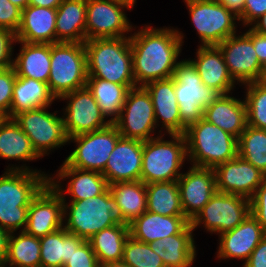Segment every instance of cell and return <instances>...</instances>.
Wrapping results in <instances>:
<instances>
[{
    "instance_id": "11",
    "label": "cell",
    "mask_w": 266,
    "mask_h": 267,
    "mask_svg": "<svg viewBox=\"0 0 266 267\" xmlns=\"http://www.w3.org/2000/svg\"><path fill=\"white\" fill-rule=\"evenodd\" d=\"M249 214L250 199L216 191L210 201L190 221V225L195 231L203 224L207 232L220 235L237 227Z\"/></svg>"
},
{
    "instance_id": "4",
    "label": "cell",
    "mask_w": 266,
    "mask_h": 267,
    "mask_svg": "<svg viewBox=\"0 0 266 267\" xmlns=\"http://www.w3.org/2000/svg\"><path fill=\"white\" fill-rule=\"evenodd\" d=\"M192 166L215 168L238 155V139L203 117L184 133Z\"/></svg>"
},
{
    "instance_id": "49",
    "label": "cell",
    "mask_w": 266,
    "mask_h": 267,
    "mask_svg": "<svg viewBox=\"0 0 266 267\" xmlns=\"http://www.w3.org/2000/svg\"><path fill=\"white\" fill-rule=\"evenodd\" d=\"M248 29L245 33L251 38L260 64L262 65L266 62V35L255 31L252 27Z\"/></svg>"
},
{
    "instance_id": "25",
    "label": "cell",
    "mask_w": 266,
    "mask_h": 267,
    "mask_svg": "<svg viewBox=\"0 0 266 267\" xmlns=\"http://www.w3.org/2000/svg\"><path fill=\"white\" fill-rule=\"evenodd\" d=\"M57 10L28 5L22 10L16 40L28 43H56Z\"/></svg>"
},
{
    "instance_id": "5",
    "label": "cell",
    "mask_w": 266,
    "mask_h": 267,
    "mask_svg": "<svg viewBox=\"0 0 266 267\" xmlns=\"http://www.w3.org/2000/svg\"><path fill=\"white\" fill-rule=\"evenodd\" d=\"M63 200V227L89 240L97 232L118 224V206L107 188L102 194L81 201Z\"/></svg>"
},
{
    "instance_id": "23",
    "label": "cell",
    "mask_w": 266,
    "mask_h": 267,
    "mask_svg": "<svg viewBox=\"0 0 266 267\" xmlns=\"http://www.w3.org/2000/svg\"><path fill=\"white\" fill-rule=\"evenodd\" d=\"M149 93L154 106L156 125L163 128L160 134H181V116L175 94L174 78L156 80L143 86ZM160 120V121H159ZM162 123V124H159Z\"/></svg>"
},
{
    "instance_id": "30",
    "label": "cell",
    "mask_w": 266,
    "mask_h": 267,
    "mask_svg": "<svg viewBox=\"0 0 266 267\" xmlns=\"http://www.w3.org/2000/svg\"><path fill=\"white\" fill-rule=\"evenodd\" d=\"M108 189L118 206L120 222L130 224L147 211L146 184L141 181L115 182Z\"/></svg>"
},
{
    "instance_id": "29",
    "label": "cell",
    "mask_w": 266,
    "mask_h": 267,
    "mask_svg": "<svg viewBox=\"0 0 266 267\" xmlns=\"http://www.w3.org/2000/svg\"><path fill=\"white\" fill-rule=\"evenodd\" d=\"M193 231L189 225L182 233L158 239L150 243V247L165 267H192L197 256Z\"/></svg>"
},
{
    "instance_id": "14",
    "label": "cell",
    "mask_w": 266,
    "mask_h": 267,
    "mask_svg": "<svg viewBox=\"0 0 266 267\" xmlns=\"http://www.w3.org/2000/svg\"><path fill=\"white\" fill-rule=\"evenodd\" d=\"M124 138L147 141L157 128L154 106L143 86L128 90L118 119L113 123Z\"/></svg>"
},
{
    "instance_id": "50",
    "label": "cell",
    "mask_w": 266,
    "mask_h": 267,
    "mask_svg": "<svg viewBox=\"0 0 266 267\" xmlns=\"http://www.w3.org/2000/svg\"><path fill=\"white\" fill-rule=\"evenodd\" d=\"M11 233L0 227V266H4Z\"/></svg>"
},
{
    "instance_id": "17",
    "label": "cell",
    "mask_w": 266,
    "mask_h": 267,
    "mask_svg": "<svg viewBox=\"0 0 266 267\" xmlns=\"http://www.w3.org/2000/svg\"><path fill=\"white\" fill-rule=\"evenodd\" d=\"M216 191L251 199L266 175L239 155L215 168Z\"/></svg>"
},
{
    "instance_id": "35",
    "label": "cell",
    "mask_w": 266,
    "mask_h": 267,
    "mask_svg": "<svg viewBox=\"0 0 266 267\" xmlns=\"http://www.w3.org/2000/svg\"><path fill=\"white\" fill-rule=\"evenodd\" d=\"M129 235V224L123 222H119L93 235L88 242L99 264L122 260L124 245Z\"/></svg>"
},
{
    "instance_id": "45",
    "label": "cell",
    "mask_w": 266,
    "mask_h": 267,
    "mask_svg": "<svg viewBox=\"0 0 266 267\" xmlns=\"http://www.w3.org/2000/svg\"><path fill=\"white\" fill-rule=\"evenodd\" d=\"M16 41L14 32L0 28V70L13 67V45Z\"/></svg>"
},
{
    "instance_id": "20",
    "label": "cell",
    "mask_w": 266,
    "mask_h": 267,
    "mask_svg": "<svg viewBox=\"0 0 266 267\" xmlns=\"http://www.w3.org/2000/svg\"><path fill=\"white\" fill-rule=\"evenodd\" d=\"M56 172V175L49 176V184L61 197L71 195L69 201L89 199L102 194L108 188L107 180L102 173L70 167L65 161ZM64 179L65 181L70 179L66 186L67 189L66 187L64 189L61 184Z\"/></svg>"
},
{
    "instance_id": "43",
    "label": "cell",
    "mask_w": 266,
    "mask_h": 267,
    "mask_svg": "<svg viewBox=\"0 0 266 267\" xmlns=\"http://www.w3.org/2000/svg\"><path fill=\"white\" fill-rule=\"evenodd\" d=\"M63 267H100L98 259L88 240H84L73 251Z\"/></svg>"
},
{
    "instance_id": "7",
    "label": "cell",
    "mask_w": 266,
    "mask_h": 267,
    "mask_svg": "<svg viewBox=\"0 0 266 267\" xmlns=\"http://www.w3.org/2000/svg\"><path fill=\"white\" fill-rule=\"evenodd\" d=\"M51 70L48 87L56 100L86 87L88 78L84 43L56 42L51 44Z\"/></svg>"
},
{
    "instance_id": "38",
    "label": "cell",
    "mask_w": 266,
    "mask_h": 267,
    "mask_svg": "<svg viewBox=\"0 0 266 267\" xmlns=\"http://www.w3.org/2000/svg\"><path fill=\"white\" fill-rule=\"evenodd\" d=\"M18 236L11 233L8 243V253L4 266L8 267H40V241L38 237L25 231H19Z\"/></svg>"
},
{
    "instance_id": "53",
    "label": "cell",
    "mask_w": 266,
    "mask_h": 267,
    "mask_svg": "<svg viewBox=\"0 0 266 267\" xmlns=\"http://www.w3.org/2000/svg\"><path fill=\"white\" fill-rule=\"evenodd\" d=\"M250 27L261 34L266 35V13L259 17Z\"/></svg>"
},
{
    "instance_id": "40",
    "label": "cell",
    "mask_w": 266,
    "mask_h": 267,
    "mask_svg": "<svg viewBox=\"0 0 266 267\" xmlns=\"http://www.w3.org/2000/svg\"><path fill=\"white\" fill-rule=\"evenodd\" d=\"M247 107V125L266 130V83L256 81L244 84Z\"/></svg>"
},
{
    "instance_id": "3",
    "label": "cell",
    "mask_w": 266,
    "mask_h": 267,
    "mask_svg": "<svg viewBox=\"0 0 266 267\" xmlns=\"http://www.w3.org/2000/svg\"><path fill=\"white\" fill-rule=\"evenodd\" d=\"M88 78H100L128 89L137 87L133 75L129 35L95 38L84 42Z\"/></svg>"
},
{
    "instance_id": "33",
    "label": "cell",
    "mask_w": 266,
    "mask_h": 267,
    "mask_svg": "<svg viewBox=\"0 0 266 267\" xmlns=\"http://www.w3.org/2000/svg\"><path fill=\"white\" fill-rule=\"evenodd\" d=\"M40 267H63L74 250L84 241L64 227L39 238Z\"/></svg>"
},
{
    "instance_id": "44",
    "label": "cell",
    "mask_w": 266,
    "mask_h": 267,
    "mask_svg": "<svg viewBox=\"0 0 266 267\" xmlns=\"http://www.w3.org/2000/svg\"><path fill=\"white\" fill-rule=\"evenodd\" d=\"M22 10L9 0H0V28L16 34L21 24Z\"/></svg>"
},
{
    "instance_id": "22",
    "label": "cell",
    "mask_w": 266,
    "mask_h": 267,
    "mask_svg": "<svg viewBox=\"0 0 266 267\" xmlns=\"http://www.w3.org/2000/svg\"><path fill=\"white\" fill-rule=\"evenodd\" d=\"M265 236L266 232L250 213L237 227L219 235L216 256L218 260L235 258L245 263Z\"/></svg>"
},
{
    "instance_id": "51",
    "label": "cell",
    "mask_w": 266,
    "mask_h": 267,
    "mask_svg": "<svg viewBox=\"0 0 266 267\" xmlns=\"http://www.w3.org/2000/svg\"><path fill=\"white\" fill-rule=\"evenodd\" d=\"M221 4L226 6L229 11L233 12L236 16H240L243 11L245 0H218Z\"/></svg>"
},
{
    "instance_id": "10",
    "label": "cell",
    "mask_w": 266,
    "mask_h": 267,
    "mask_svg": "<svg viewBox=\"0 0 266 267\" xmlns=\"http://www.w3.org/2000/svg\"><path fill=\"white\" fill-rule=\"evenodd\" d=\"M48 108L50 106L24 111L13 117L40 157L69 142L63 117L57 115L58 111L48 112Z\"/></svg>"
},
{
    "instance_id": "26",
    "label": "cell",
    "mask_w": 266,
    "mask_h": 267,
    "mask_svg": "<svg viewBox=\"0 0 266 267\" xmlns=\"http://www.w3.org/2000/svg\"><path fill=\"white\" fill-rule=\"evenodd\" d=\"M189 225L185 216H164L146 211L129 224V231L134 239L150 244L182 233Z\"/></svg>"
},
{
    "instance_id": "24",
    "label": "cell",
    "mask_w": 266,
    "mask_h": 267,
    "mask_svg": "<svg viewBox=\"0 0 266 267\" xmlns=\"http://www.w3.org/2000/svg\"><path fill=\"white\" fill-rule=\"evenodd\" d=\"M196 59H189L196 67L202 83L220 95L231 94L235 81L231 77L223 54L217 45L198 46Z\"/></svg>"
},
{
    "instance_id": "34",
    "label": "cell",
    "mask_w": 266,
    "mask_h": 267,
    "mask_svg": "<svg viewBox=\"0 0 266 267\" xmlns=\"http://www.w3.org/2000/svg\"><path fill=\"white\" fill-rule=\"evenodd\" d=\"M0 158L23 162L42 158L13 118H5L0 124Z\"/></svg>"
},
{
    "instance_id": "54",
    "label": "cell",
    "mask_w": 266,
    "mask_h": 267,
    "mask_svg": "<svg viewBox=\"0 0 266 267\" xmlns=\"http://www.w3.org/2000/svg\"><path fill=\"white\" fill-rule=\"evenodd\" d=\"M100 267H131V266L125 263L123 260H120L102 264L100 265Z\"/></svg>"
},
{
    "instance_id": "8",
    "label": "cell",
    "mask_w": 266,
    "mask_h": 267,
    "mask_svg": "<svg viewBox=\"0 0 266 267\" xmlns=\"http://www.w3.org/2000/svg\"><path fill=\"white\" fill-rule=\"evenodd\" d=\"M175 94L181 116V134L203 117V110L209 107L219 93L202 83L196 67L189 59H181L175 67Z\"/></svg>"
},
{
    "instance_id": "42",
    "label": "cell",
    "mask_w": 266,
    "mask_h": 267,
    "mask_svg": "<svg viewBox=\"0 0 266 267\" xmlns=\"http://www.w3.org/2000/svg\"><path fill=\"white\" fill-rule=\"evenodd\" d=\"M16 76L13 67L0 70V115L5 118H10V106Z\"/></svg>"
},
{
    "instance_id": "56",
    "label": "cell",
    "mask_w": 266,
    "mask_h": 267,
    "mask_svg": "<svg viewBox=\"0 0 266 267\" xmlns=\"http://www.w3.org/2000/svg\"><path fill=\"white\" fill-rule=\"evenodd\" d=\"M259 81L266 83V62L262 64Z\"/></svg>"
},
{
    "instance_id": "21",
    "label": "cell",
    "mask_w": 266,
    "mask_h": 267,
    "mask_svg": "<svg viewBox=\"0 0 266 267\" xmlns=\"http://www.w3.org/2000/svg\"><path fill=\"white\" fill-rule=\"evenodd\" d=\"M143 141L120 137L107 161L103 176L108 185L141 180Z\"/></svg>"
},
{
    "instance_id": "52",
    "label": "cell",
    "mask_w": 266,
    "mask_h": 267,
    "mask_svg": "<svg viewBox=\"0 0 266 267\" xmlns=\"http://www.w3.org/2000/svg\"><path fill=\"white\" fill-rule=\"evenodd\" d=\"M63 0H29L28 5L57 9Z\"/></svg>"
},
{
    "instance_id": "37",
    "label": "cell",
    "mask_w": 266,
    "mask_h": 267,
    "mask_svg": "<svg viewBox=\"0 0 266 267\" xmlns=\"http://www.w3.org/2000/svg\"><path fill=\"white\" fill-rule=\"evenodd\" d=\"M147 211L164 216H185L177 180L146 184Z\"/></svg>"
},
{
    "instance_id": "19",
    "label": "cell",
    "mask_w": 266,
    "mask_h": 267,
    "mask_svg": "<svg viewBox=\"0 0 266 267\" xmlns=\"http://www.w3.org/2000/svg\"><path fill=\"white\" fill-rule=\"evenodd\" d=\"M63 224L62 197L48 183L31 201L24 231L40 238L62 228Z\"/></svg>"
},
{
    "instance_id": "48",
    "label": "cell",
    "mask_w": 266,
    "mask_h": 267,
    "mask_svg": "<svg viewBox=\"0 0 266 267\" xmlns=\"http://www.w3.org/2000/svg\"><path fill=\"white\" fill-rule=\"evenodd\" d=\"M243 267H266V236L252 251L248 260L243 263Z\"/></svg>"
},
{
    "instance_id": "31",
    "label": "cell",
    "mask_w": 266,
    "mask_h": 267,
    "mask_svg": "<svg viewBox=\"0 0 266 267\" xmlns=\"http://www.w3.org/2000/svg\"><path fill=\"white\" fill-rule=\"evenodd\" d=\"M56 16V42L86 41V0H63Z\"/></svg>"
},
{
    "instance_id": "15",
    "label": "cell",
    "mask_w": 266,
    "mask_h": 267,
    "mask_svg": "<svg viewBox=\"0 0 266 267\" xmlns=\"http://www.w3.org/2000/svg\"><path fill=\"white\" fill-rule=\"evenodd\" d=\"M63 122L68 138L103 129L111 124L87 87L63 95Z\"/></svg>"
},
{
    "instance_id": "28",
    "label": "cell",
    "mask_w": 266,
    "mask_h": 267,
    "mask_svg": "<svg viewBox=\"0 0 266 267\" xmlns=\"http://www.w3.org/2000/svg\"><path fill=\"white\" fill-rule=\"evenodd\" d=\"M16 43L22 45L17 57L13 58L16 75L48 83L51 70V44L22 41Z\"/></svg>"
},
{
    "instance_id": "55",
    "label": "cell",
    "mask_w": 266,
    "mask_h": 267,
    "mask_svg": "<svg viewBox=\"0 0 266 267\" xmlns=\"http://www.w3.org/2000/svg\"><path fill=\"white\" fill-rule=\"evenodd\" d=\"M12 4L19 7L21 10L28 6L29 0H9Z\"/></svg>"
},
{
    "instance_id": "18",
    "label": "cell",
    "mask_w": 266,
    "mask_h": 267,
    "mask_svg": "<svg viewBox=\"0 0 266 267\" xmlns=\"http://www.w3.org/2000/svg\"><path fill=\"white\" fill-rule=\"evenodd\" d=\"M177 183L184 215L191 221L216 192L215 170L190 166Z\"/></svg>"
},
{
    "instance_id": "12",
    "label": "cell",
    "mask_w": 266,
    "mask_h": 267,
    "mask_svg": "<svg viewBox=\"0 0 266 267\" xmlns=\"http://www.w3.org/2000/svg\"><path fill=\"white\" fill-rule=\"evenodd\" d=\"M120 137L114 124L97 131L70 137L68 143L74 141L76 147L64 161L70 167L103 173Z\"/></svg>"
},
{
    "instance_id": "39",
    "label": "cell",
    "mask_w": 266,
    "mask_h": 267,
    "mask_svg": "<svg viewBox=\"0 0 266 267\" xmlns=\"http://www.w3.org/2000/svg\"><path fill=\"white\" fill-rule=\"evenodd\" d=\"M238 155L266 175V130L247 125L238 139Z\"/></svg>"
},
{
    "instance_id": "2",
    "label": "cell",
    "mask_w": 266,
    "mask_h": 267,
    "mask_svg": "<svg viewBox=\"0 0 266 267\" xmlns=\"http://www.w3.org/2000/svg\"><path fill=\"white\" fill-rule=\"evenodd\" d=\"M0 176V227L9 233L24 231L28 207L38 193L49 183L41 170L21 166H7Z\"/></svg>"
},
{
    "instance_id": "27",
    "label": "cell",
    "mask_w": 266,
    "mask_h": 267,
    "mask_svg": "<svg viewBox=\"0 0 266 267\" xmlns=\"http://www.w3.org/2000/svg\"><path fill=\"white\" fill-rule=\"evenodd\" d=\"M203 118L239 139L247 126L245 100L229 94L219 97L203 110Z\"/></svg>"
},
{
    "instance_id": "16",
    "label": "cell",
    "mask_w": 266,
    "mask_h": 267,
    "mask_svg": "<svg viewBox=\"0 0 266 267\" xmlns=\"http://www.w3.org/2000/svg\"><path fill=\"white\" fill-rule=\"evenodd\" d=\"M224 57L228 71L236 84L241 86L259 81L262 65L251 38L243 33L234 34L217 45ZM239 82V83H238Z\"/></svg>"
},
{
    "instance_id": "47",
    "label": "cell",
    "mask_w": 266,
    "mask_h": 267,
    "mask_svg": "<svg viewBox=\"0 0 266 267\" xmlns=\"http://www.w3.org/2000/svg\"><path fill=\"white\" fill-rule=\"evenodd\" d=\"M266 13V0H245L242 14L238 17L242 26L250 27Z\"/></svg>"
},
{
    "instance_id": "6",
    "label": "cell",
    "mask_w": 266,
    "mask_h": 267,
    "mask_svg": "<svg viewBox=\"0 0 266 267\" xmlns=\"http://www.w3.org/2000/svg\"><path fill=\"white\" fill-rule=\"evenodd\" d=\"M160 134L143 141L141 181L145 184L178 180L184 162L188 160L184 134Z\"/></svg>"
},
{
    "instance_id": "58",
    "label": "cell",
    "mask_w": 266,
    "mask_h": 267,
    "mask_svg": "<svg viewBox=\"0 0 266 267\" xmlns=\"http://www.w3.org/2000/svg\"><path fill=\"white\" fill-rule=\"evenodd\" d=\"M128 1H130L131 3H133L134 5H136L135 3H136V0H128Z\"/></svg>"
},
{
    "instance_id": "46",
    "label": "cell",
    "mask_w": 266,
    "mask_h": 267,
    "mask_svg": "<svg viewBox=\"0 0 266 267\" xmlns=\"http://www.w3.org/2000/svg\"><path fill=\"white\" fill-rule=\"evenodd\" d=\"M250 213L266 232V179L250 199Z\"/></svg>"
},
{
    "instance_id": "9",
    "label": "cell",
    "mask_w": 266,
    "mask_h": 267,
    "mask_svg": "<svg viewBox=\"0 0 266 267\" xmlns=\"http://www.w3.org/2000/svg\"><path fill=\"white\" fill-rule=\"evenodd\" d=\"M201 46L218 45L237 33L238 16L218 0H184Z\"/></svg>"
},
{
    "instance_id": "1",
    "label": "cell",
    "mask_w": 266,
    "mask_h": 267,
    "mask_svg": "<svg viewBox=\"0 0 266 267\" xmlns=\"http://www.w3.org/2000/svg\"><path fill=\"white\" fill-rule=\"evenodd\" d=\"M129 35L136 86L173 77L184 43L181 31L146 25Z\"/></svg>"
},
{
    "instance_id": "32",
    "label": "cell",
    "mask_w": 266,
    "mask_h": 267,
    "mask_svg": "<svg viewBox=\"0 0 266 267\" xmlns=\"http://www.w3.org/2000/svg\"><path fill=\"white\" fill-rule=\"evenodd\" d=\"M54 101L56 99L51 94L48 83L16 76L10 106V118L24 111L51 106Z\"/></svg>"
},
{
    "instance_id": "36",
    "label": "cell",
    "mask_w": 266,
    "mask_h": 267,
    "mask_svg": "<svg viewBox=\"0 0 266 267\" xmlns=\"http://www.w3.org/2000/svg\"><path fill=\"white\" fill-rule=\"evenodd\" d=\"M86 87L92 93L106 119L113 124L122 110L128 88L100 78H87ZM111 117V118H110Z\"/></svg>"
},
{
    "instance_id": "13",
    "label": "cell",
    "mask_w": 266,
    "mask_h": 267,
    "mask_svg": "<svg viewBox=\"0 0 266 267\" xmlns=\"http://www.w3.org/2000/svg\"><path fill=\"white\" fill-rule=\"evenodd\" d=\"M134 6L128 0H86V40L131 34L133 27L125 9L130 10Z\"/></svg>"
},
{
    "instance_id": "57",
    "label": "cell",
    "mask_w": 266,
    "mask_h": 267,
    "mask_svg": "<svg viewBox=\"0 0 266 267\" xmlns=\"http://www.w3.org/2000/svg\"><path fill=\"white\" fill-rule=\"evenodd\" d=\"M4 119H5V117L0 115V124L3 122Z\"/></svg>"
},
{
    "instance_id": "41",
    "label": "cell",
    "mask_w": 266,
    "mask_h": 267,
    "mask_svg": "<svg viewBox=\"0 0 266 267\" xmlns=\"http://www.w3.org/2000/svg\"><path fill=\"white\" fill-rule=\"evenodd\" d=\"M122 260L131 267H165L161 257L150 247V244L127 238Z\"/></svg>"
}]
</instances>
